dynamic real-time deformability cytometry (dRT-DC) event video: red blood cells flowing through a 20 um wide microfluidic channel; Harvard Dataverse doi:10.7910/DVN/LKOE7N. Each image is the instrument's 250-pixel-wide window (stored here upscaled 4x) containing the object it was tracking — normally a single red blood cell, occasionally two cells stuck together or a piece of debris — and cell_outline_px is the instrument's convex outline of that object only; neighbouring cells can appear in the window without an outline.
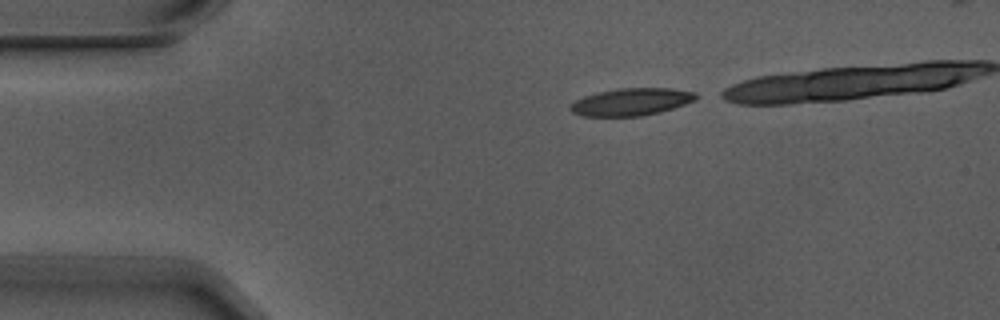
{"species": "Egyptian fruit bat (a non-hibernating species)", "species_latin": "Rousettus aegyptiacus", "temperature_condition": "warm", "stored_images_in_passage": 6, "camera_frame_rate_fps": 3000, "um_per_image_px": 0.085, "animal": {"sex": "male"}, "frame": {"image": 1, "passage_image": 1, "time_ms": 0.0, "image_size_px": [1000, 320], "cell_outline_px": [[696, 96], [692, 100], [684, 104], [660, 112], [640, 116], [580, 116], [572, 112], [568, 108], [576, 100], [584, 96], [600, 92], [620, 88], [672, 88], [696, 92]], "centroid_in_image_um": [53.62, 8.66], "position_along_channel_um": 31.4, "area_um2": 19.77}}
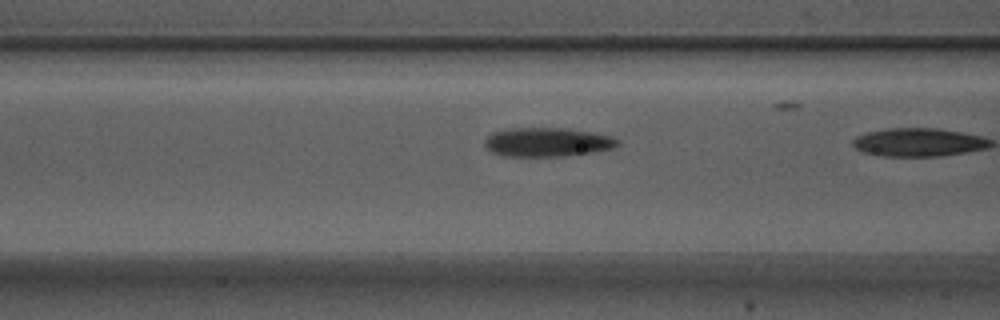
{"frame": {"image": 2, "passage_image": 5, "time_ms": 1.333, "image_size_px": [1000, 320], "cell_outline_px": [[620, 144], [612, 148], [592, 152], [560, 156], [504, 156], [492, 152], [484, 144], [484, 140], [492, 132], [504, 128], [560, 128], [588, 132], [612, 136], [620, 140]], "centroid_in_image_um": [46.48, 12.07], "position_along_channel_um": 120.1, "area_um2": 22.31}}